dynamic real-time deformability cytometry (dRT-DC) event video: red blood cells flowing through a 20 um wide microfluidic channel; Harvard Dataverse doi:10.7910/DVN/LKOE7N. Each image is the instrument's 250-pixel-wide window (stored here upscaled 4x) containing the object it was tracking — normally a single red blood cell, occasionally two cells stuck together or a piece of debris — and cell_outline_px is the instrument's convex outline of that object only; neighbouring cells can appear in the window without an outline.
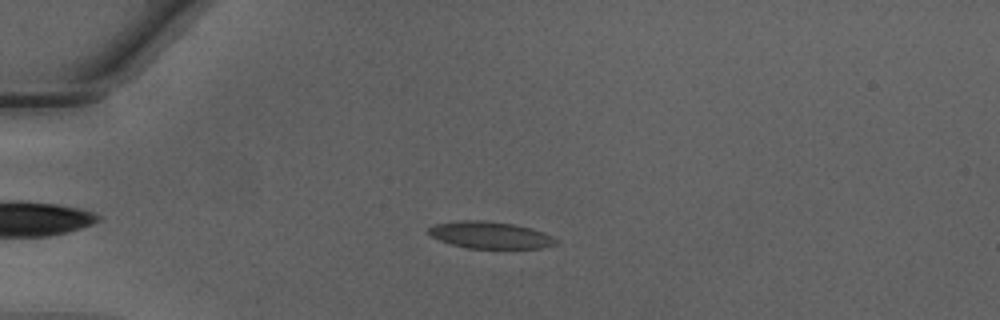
{"species": "Egyptian fruit bat (a non-hibernating species)", "species_latin": "Rousettus aegyptiacus", "temperature_condition": "warm", "stored_images_in_passage": 46, "camera_frame_rate_fps": 3000, "um_per_image_px": 0.085, "animal": {"sex": "male"}, "frame": {"image": 1, "passage_image": 10, "time_ms": 3.0, "image_size_px": [1000, 320], "cell_outline_px": [[556, 244], [544, 248], [468, 248], [452, 244], [440, 240], [432, 236], [428, 232], [428, 228], [432, 224], [460, 220], [480, 220], [512, 224], [532, 228], [544, 232], [552, 236], [556, 240]], "centroid_in_image_um": [41.66, 19.97], "position_along_channel_um": 43.3, "area_um2": 19.88}}
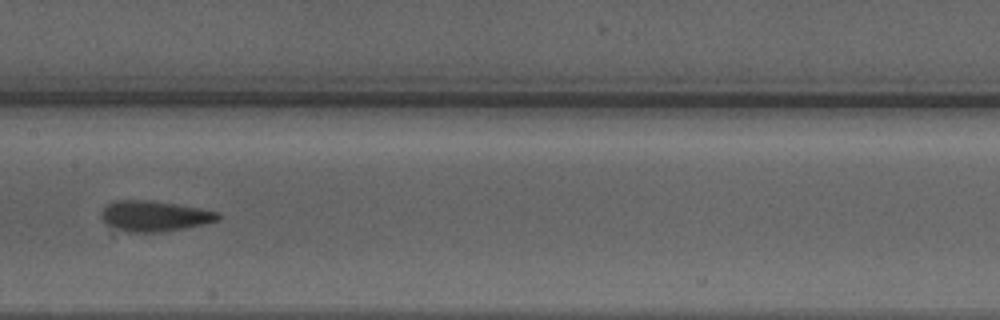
{"frame": {"image": 2, "passage_image": 23, "time_ms": 7.333, "image_size_px": [1000, 320], "cell_outline_px": [[220, 220], [184, 228], [156, 232], [128, 232], [116, 228], [108, 224], [100, 216], [100, 212], [108, 204], [116, 200], [152, 200], [200, 208], [216, 212], [220, 216]], "centroid_in_image_um": [13.11, 18.35], "position_along_channel_um": 194.3, "area_um2": 20.52}}
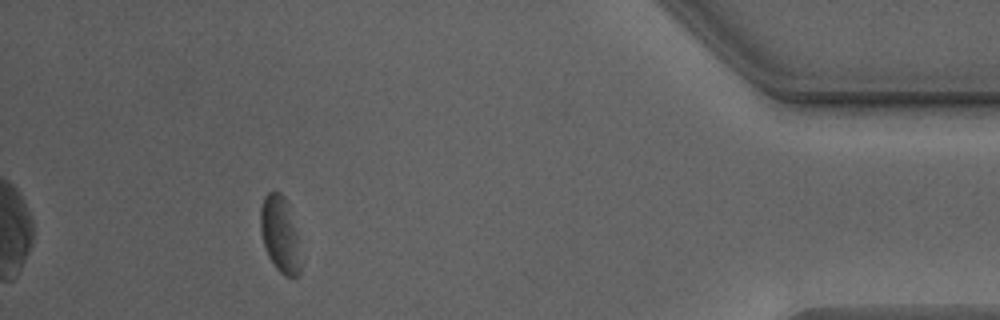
{"frame": {"image": 3, "passage_image": 42, "time_ms": 13.667, "image_size_px": [1000, 320], "cell_outline_px": [[300, 272], [296, 276], [284, 276], [276, 268], [268, 256], [260, 232], [260, 208], [264, 196], [268, 192], [280, 192], [284, 196], [296, 232], [300, 264]], "centroid_in_image_um": [23.76, 19.91], "position_along_channel_um": 411.4, "area_um2": 17.4}, "authors_computed_cell_mechanics": {"area_um2": 20.0855, "velocity_mm_per_s": 4.237, "shape_relaxation_time_tau1_ms": 2.6652, "shape_relaxation_time_tau2_ms": 1.1783, "deformation_change_tau1": 0.1154, "deformation_change_tau2": 0.0865}}